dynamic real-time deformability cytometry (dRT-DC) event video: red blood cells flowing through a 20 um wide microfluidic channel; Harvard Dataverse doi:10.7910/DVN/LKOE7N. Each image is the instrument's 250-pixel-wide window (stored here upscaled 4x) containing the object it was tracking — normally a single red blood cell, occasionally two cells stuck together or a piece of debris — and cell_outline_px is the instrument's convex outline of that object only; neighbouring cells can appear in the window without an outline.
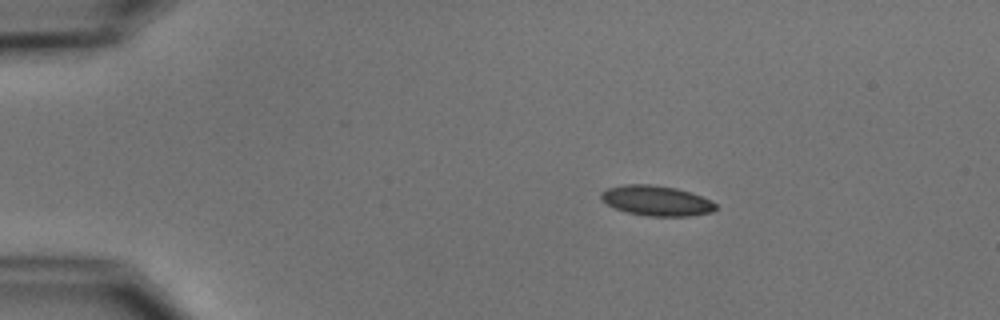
{"species": "common noctule bat (a hibernating species)", "species_latin": "Nyctalus noctula", "temperature_condition": "cold", "stored_images_in_passage": 5, "camera_frame_rate_fps": 3000, "um_per_image_px": 0.085, "animal": {"sex": "male", "body_mass_g": 15.6}, "frame": {"image": 1, "passage_image": 3, "time_ms": 2.333, "image_size_px": [1000, 320], "cell_outline_px": [[716, 208], [712, 212], [688, 216], [648, 216], [628, 212], [616, 208], [600, 200], [600, 192], [608, 188], [624, 184], [652, 184], [676, 188], [700, 196], [716, 204]], "centroid_in_image_um": [55.75, 17.05], "position_along_channel_um": 29.2, "area_um2": 19.94}}